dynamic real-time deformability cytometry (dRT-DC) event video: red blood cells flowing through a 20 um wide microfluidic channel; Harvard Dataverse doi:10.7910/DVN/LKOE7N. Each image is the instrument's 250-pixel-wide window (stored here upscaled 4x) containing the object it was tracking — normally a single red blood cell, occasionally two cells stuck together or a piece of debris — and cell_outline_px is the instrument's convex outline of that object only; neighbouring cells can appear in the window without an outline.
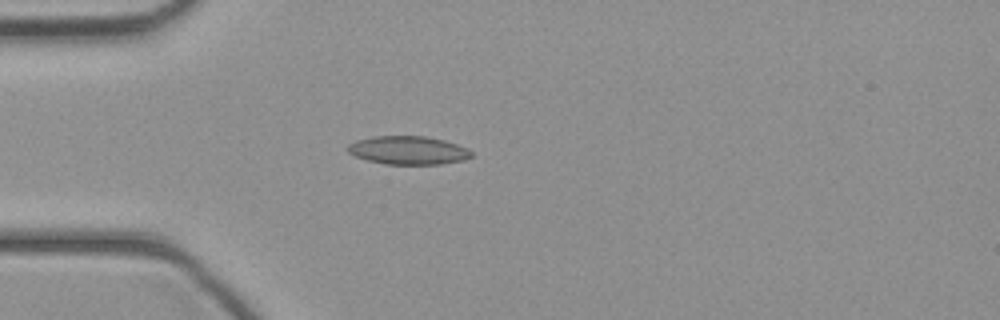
{"species": "common noctule bat (a hibernating species)", "species_latin": "Nyctalus noctula", "temperature_condition": "cold", "stored_images_in_passage": 28, "camera_frame_rate_fps": 3000, "um_per_image_px": 0.085, "animal": {"sex": "female", "body_mass_g": 21.9}, "frame": {"image": 1, "passage_image": 1, "time_ms": 0.0, "image_size_px": [1000, 320], "cell_outline_px": [[472, 156], [464, 160], [440, 164], [384, 164], [368, 160], [356, 156], [348, 152], [348, 144], [356, 140], [372, 136], [424, 136], [444, 140], [468, 148], [472, 152]], "centroid_in_image_um": [34.7, 12.77], "position_along_channel_um": 50.3, "area_um2": 20.4}}
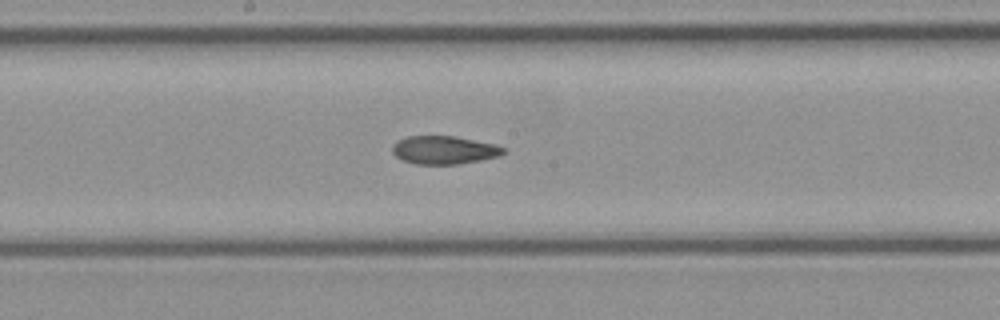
{"frame": {"image": 2, "passage_image": 12, "time_ms": 3.667, "image_size_px": [1000, 320], "cell_outline_px": [[504, 152], [500, 156], [460, 164], [416, 164], [404, 160], [396, 156], [392, 152], [392, 148], [404, 136], [456, 136], [496, 144], [504, 148]], "centroid_in_image_um": [37.78, 12.75], "position_along_channel_um": 210.4, "area_um2": 18.15}}
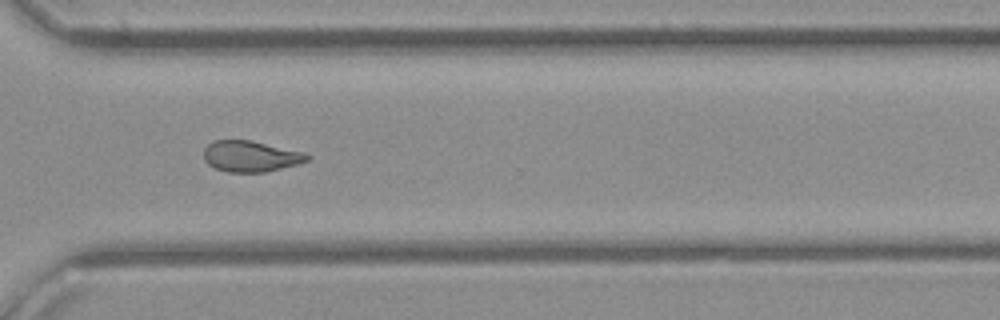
{"frame": {"image": 3, "passage_image": 21, "time_ms": 6.667, "image_size_px": [1000, 320], "cell_outline_px": [[308, 160], [300, 164], [264, 172], [228, 172], [216, 168], [208, 164], [204, 160], [204, 148], [212, 140], [252, 140], [304, 152], [308, 156]], "centroid_in_image_um": [21.29, 13.28], "position_along_channel_um": 349.3, "area_um2": 18.73}}